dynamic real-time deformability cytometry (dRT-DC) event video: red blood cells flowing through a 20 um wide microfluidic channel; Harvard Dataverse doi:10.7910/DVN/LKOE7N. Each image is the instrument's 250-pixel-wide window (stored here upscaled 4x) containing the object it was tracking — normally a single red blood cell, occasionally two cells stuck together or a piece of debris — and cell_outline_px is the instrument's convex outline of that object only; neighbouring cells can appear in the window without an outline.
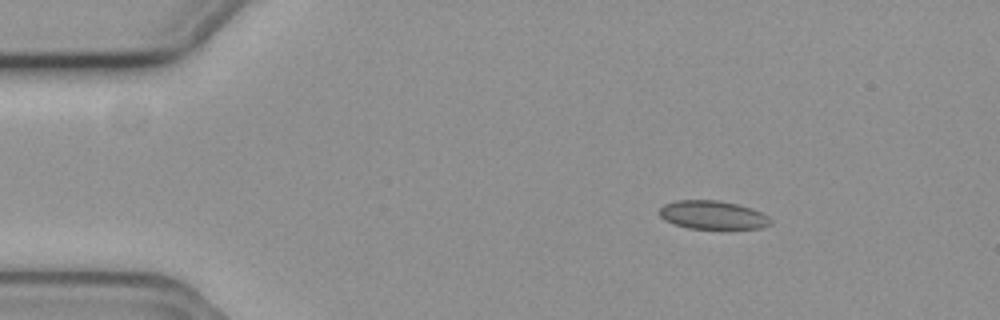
{"species": "common noctule bat (a hibernating species)", "species_latin": "Nyctalus noctula", "temperature_condition": "cold", "stored_images_in_passage": 10, "camera_frame_rate_fps": 3000, "um_per_image_px": 0.085, "animal": {"sex": "female", "body_mass_g": 19.3, "forearm_length_mm": 54.1}, "frame": {"image": 1, "passage_image": 1, "time_ms": 0.0, "image_size_px": [1000, 320], "cell_outline_px": [[772, 224], [760, 228], [728, 232], [720, 232], [688, 228], [664, 220], [660, 216], [660, 208], [664, 204], [676, 200], [716, 200], [736, 204], [752, 208], [768, 216], [772, 220]], "centroid_in_image_um": [60.64, 18.34], "position_along_channel_um": 24.4, "area_um2": 19.42}}
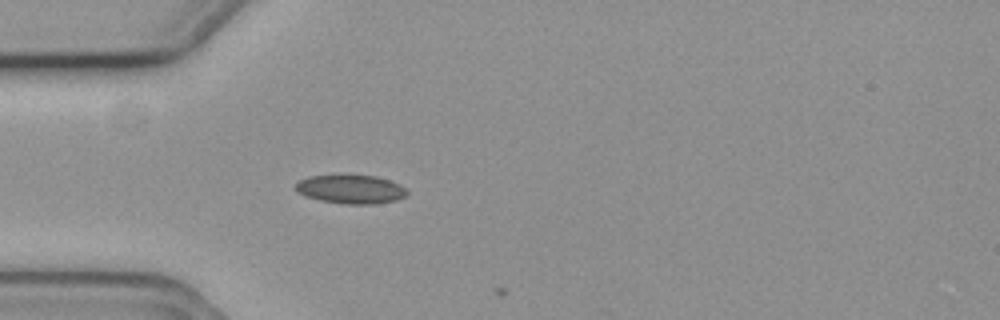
{"frame": {"image": 2, "passage_image": 9, "time_ms": 2.667, "image_size_px": [1000, 320], "cell_outline_px": [[408, 192], [404, 196], [396, 200], [376, 204], [344, 204], [320, 200], [304, 196], [296, 192], [296, 184], [300, 180], [308, 176], [376, 176], [400, 184]], "centroid_in_image_um": [29.8, 16.1], "position_along_channel_um": 55.2, "area_um2": 18.44}}